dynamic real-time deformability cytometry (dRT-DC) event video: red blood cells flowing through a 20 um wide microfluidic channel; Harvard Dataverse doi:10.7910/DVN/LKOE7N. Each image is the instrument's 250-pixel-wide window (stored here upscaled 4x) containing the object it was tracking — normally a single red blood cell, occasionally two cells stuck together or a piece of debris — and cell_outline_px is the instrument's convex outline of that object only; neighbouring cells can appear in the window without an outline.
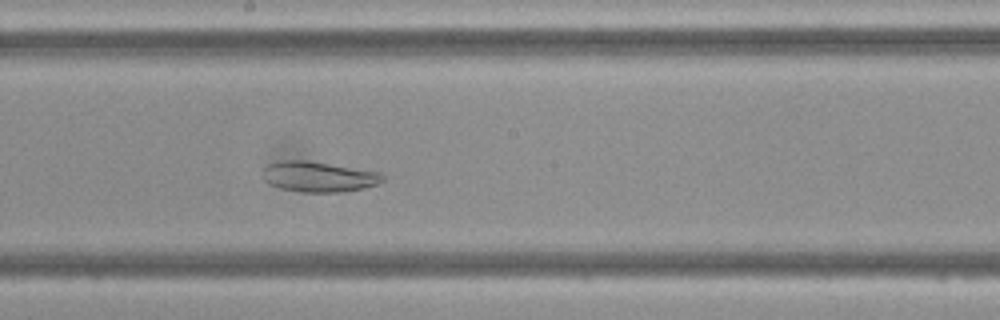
{"species": "Egyptian fruit bat (a non-hibernating species)", "species_latin": "Rousettus aegyptiacus", "temperature_condition": "cold", "stored_images_in_passage": 48, "camera_frame_rate_fps": 3000, "um_per_image_px": 0.085, "frame": {"image": 1, "passage_image": 25, "time_ms": 8.0, "image_size_px": [1000, 320], "cell_outline_px": [[384, 180], [380, 184], [364, 188], [344, 192], [300, 192], [280, 188], [264, 180], [264, 168], [268, 164], [280, 160], [304, 160], [380, 172], [384, 176]], "centroid_in_image_um": [27.12, 15.03], "position_along_channel_um": 221.1, "area_um2": 21.21}}
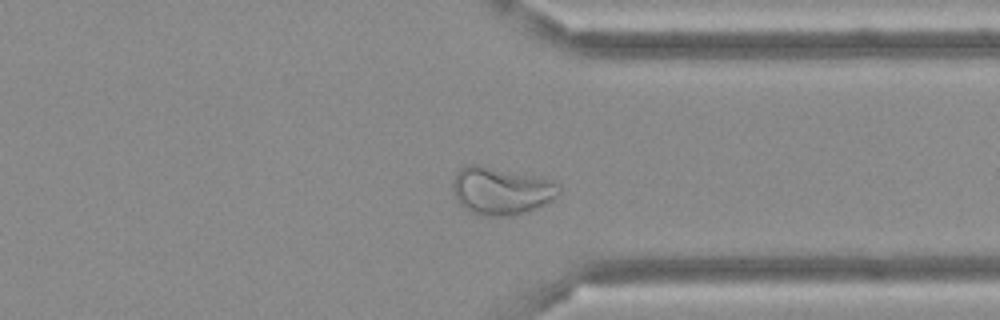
{"frame": {"image": 2, "passage_image": 36, "time_ms": 11.667, "image_size_px": [1000, 320], "cell_outline_px": [[560, 192], [552, 200], [544, 204], [512, 216], [480, 216], [464, 208], [456, 200], [452, 188], [452, 180], [456, 172], [460, 168], [468, 164], [480, 164], [552, 180], [560, 188]], "centroid_in_image_um": [42.53, 16.21], "position_along_channel_um": 368.9, "area_um2": 29.48}}
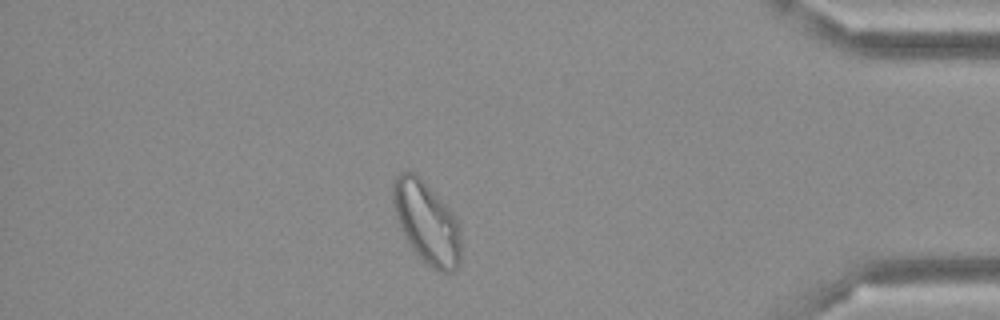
{"frame": {"image": 3, "passage_image": 41, "time_ms": 13.333, "image_size_px": [1000, 320], "cell_outline_px": [[460, 264], [452, 272], [440, 272], [432, 268], [416, 252], [404, 236], [400, 228], [392, 204], [392, 184], [396, 176], [400, 172], [412, 172], [420, 176], [456, 216], [460, 224]], "centroid_in_image_um": [36.27, 18.89], "position_along_channel_um": 398.9, "area_um2": 32.54}}